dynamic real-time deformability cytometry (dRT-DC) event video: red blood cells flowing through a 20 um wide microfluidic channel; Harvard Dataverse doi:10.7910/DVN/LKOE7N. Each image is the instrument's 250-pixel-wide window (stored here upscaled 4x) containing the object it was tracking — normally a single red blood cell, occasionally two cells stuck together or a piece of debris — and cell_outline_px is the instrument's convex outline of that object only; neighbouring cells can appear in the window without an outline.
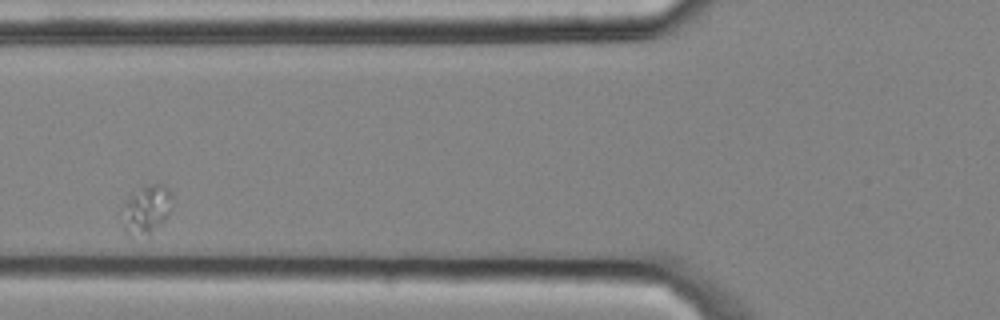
{"species": "common noctule bat (a hibernating species)", "species_latin": "Nyctalus noctula", "temperature_condition": "cold", "stored_images_in_passage": 7, "camera_frame_rate_fps": 3000, "um_per_image_px": 0.085, "animal": {"sex": "male", "body_mass_g": 20.4}, "frame": {"image": 1, "passage_image": 2, "time_ms": 0.333, "image_size_px": [1000, 320], "cell_outline_px": [[172, 212], [148, 232], [128, 232], [124, 228], [124, 200], [144, 188], [152, 184], [164, 184], [168, 188], [172, 196]], "centroid_in_image_um": [12.52, 17.7], "position_along_channel_um": 113.3, "area_um2": 13.01}}
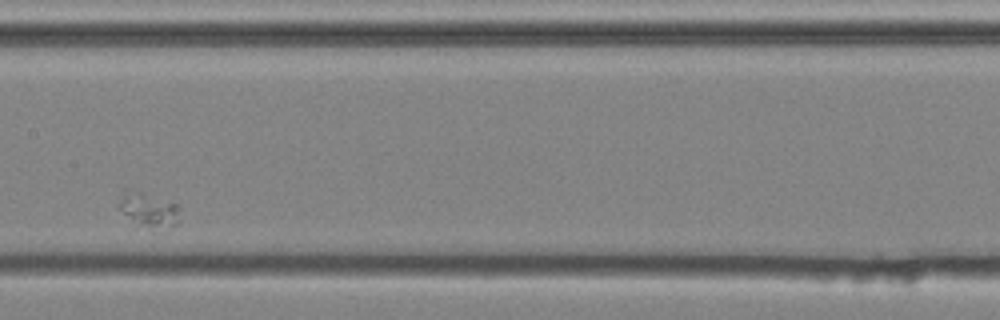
{"frame": {"image": 2, "passage_image": 4, "time_ms": 1.0, "image_size_px": [1000, 320], "cell_outline_px": [[180, 220], [176, 224], [152, 232], [124, 212], [120, 208], [120, 204], [124, 188], [132, 188], [176, 204], [180, 208]], "centroid_in_image_um": [12.71, 17.83], "position_along_channel_um": 194.7, "area_um2": 12.14}}
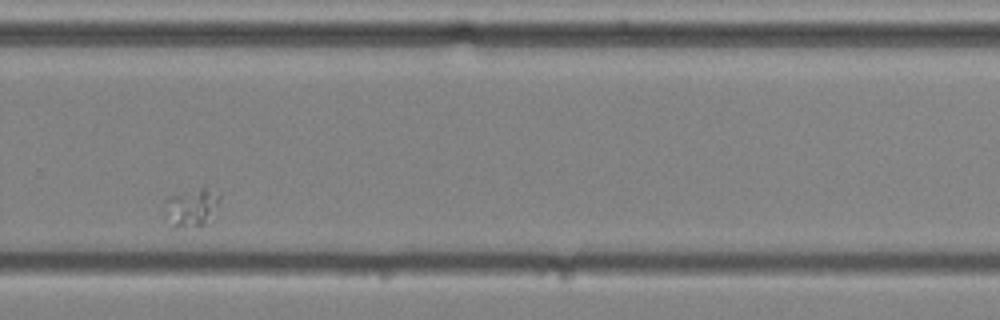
{"frame": {"image": 3, "passage_image": 7, "time_ms": 2.0, "image_size_px": [1000, 320], "cell_outline_px": [[220, 200], [204, 224], [172, 228], [164, 216], [164, 200], [172, 196], [200, 188], [204, 188], [220, 196]], "centroid_in_image_um": [16.17, 17.66], "position_along_channel_um": 313.6, "area_um2": 11.68}}